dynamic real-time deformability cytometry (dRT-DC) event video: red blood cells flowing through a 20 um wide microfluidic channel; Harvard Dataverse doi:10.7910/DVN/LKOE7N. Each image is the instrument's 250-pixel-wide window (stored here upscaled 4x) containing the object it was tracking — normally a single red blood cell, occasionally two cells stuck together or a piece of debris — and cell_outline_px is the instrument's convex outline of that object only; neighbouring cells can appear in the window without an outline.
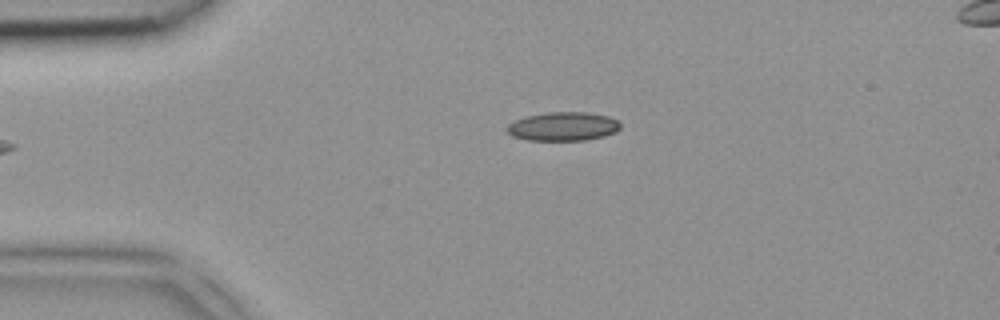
{"species": "common noctule bat (a hibernating species)", "species_latin": "Nyctalus noctula", "temperature_condition": "room temperature", "stored_images_in_passage": 3, "camera_frame_rate_fps": 3000, "um_per_image_px": 0.085, "animal": {"sex": "female", "body_mass_g": 18.4}, "frame": {"image": 1, "passage_image": 1, "time_ms": 0.0, "image_size_px": [1000, 320], "cell_outline_px": [[620, 128], [616, 132], [604, 136], [584, 140], [528, 140], [512, 136], [504, 128], [508, 124], [524, 116], [548, 112], [584, 112], [608, 116], [620, 120]], "centroid_in_image_um": [47.86, 10.74], "position_along_channel_um": 37.1, "area_um2": 19.13}}